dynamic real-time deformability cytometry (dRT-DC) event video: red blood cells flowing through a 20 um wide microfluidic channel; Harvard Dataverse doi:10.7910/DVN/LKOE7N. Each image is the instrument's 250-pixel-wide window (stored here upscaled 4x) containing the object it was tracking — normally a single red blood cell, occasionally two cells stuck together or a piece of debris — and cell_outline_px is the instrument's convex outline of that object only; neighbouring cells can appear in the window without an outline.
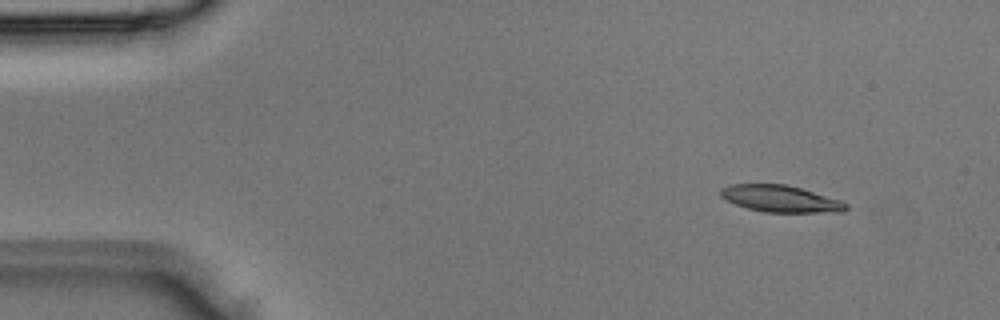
{"species": "Egyptian fruit bat (a non-hibernating species)", "species_latin": "Rousettus aegyptiacus", "temperature_condition": "room temperature", "stored_images_in_passage": 4, "camera_frame_rate_fps": 3000, "um_per_image_px": 0.085, "animal": {"sex": "male"}, "frame": {"image": 1, "passage_image": 1, "time_ms": 0.0, "image_size_px": [1000, 320], "cell_outline_px": [[848, 208], [844, 212], [764, 212], [748, 208], [736, 204], [720, 196], [720, 188], [732, 184], [788, 184], [840, 200], [848, 204]], "centroid_in_image_um": [66.36, 16.89], "position_along_channel_um": 18.6, "area_um2": 19.48}}
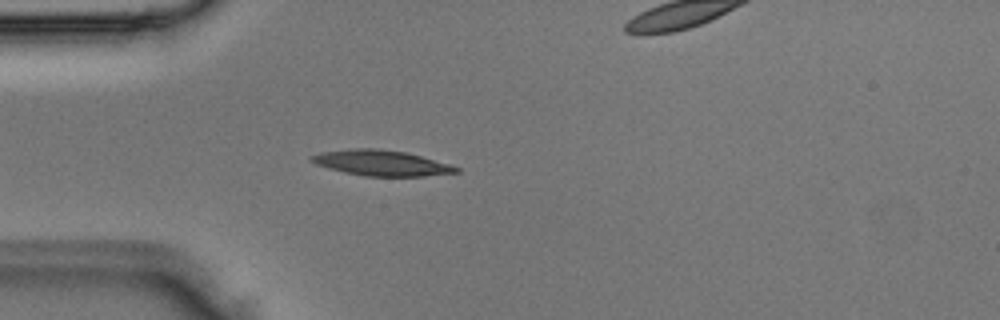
{"frame": {"image": 2, "passage_image": 3, "time_ms": 0.667, "image_size_px": [1000, 320], "cell_outline_px": [[460, 172], [424, 176], [364, 176], [344, 172], [328, 168], [316, 164], [308, 160], [312, 156], [320, 152], [352, 148], [376, 148], [408, 152], [448, 164], [460, 168]], "centroid_in_image_um": [32.4, 13.84], "position_along_channel_um": 52.6, "area_um2": 21.56}}